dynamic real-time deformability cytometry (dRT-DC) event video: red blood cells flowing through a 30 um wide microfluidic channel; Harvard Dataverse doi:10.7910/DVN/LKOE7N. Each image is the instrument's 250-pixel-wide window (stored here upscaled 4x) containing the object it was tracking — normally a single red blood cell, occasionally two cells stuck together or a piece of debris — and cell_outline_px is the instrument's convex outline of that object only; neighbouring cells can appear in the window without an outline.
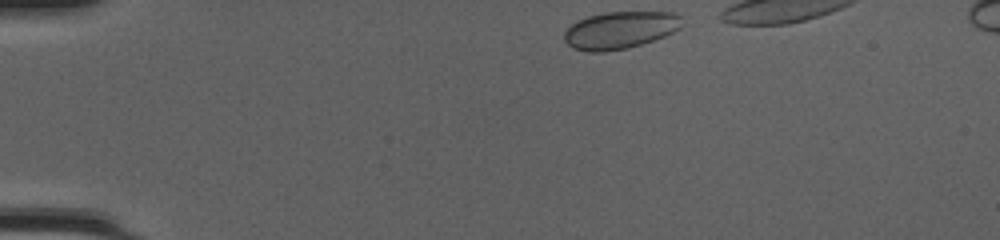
{"species": "common noctule bat (a hibernating species)", "species_latin": "Nyctalus noctula", "temperature_condition": "cold", "stored_images_in_passage": 35, "camera_frame_rate_fps": 3000, "um_per_image_px": 0.085, "animal": {"sex": "female", "body_mass_g": 20.0, "forearm_length_mm": 54.0}, "frame": {"image": 1, "passage_image": 1, "time_ms": 0.0, "image_size_px": [1000, 240], "cell_outline_px": [[680, 28], [664, 36], [628, 48], [604, 52], [588, 52], [572, 48], [564, 40], [564, 32], [572, 24], [588, 16], [604, 12], [672, 12], [680, 16]], "centroid_in_image_um": [52.66, 2.56], "position_along_channel_um": 32.3, "area_um2": 25.37}}
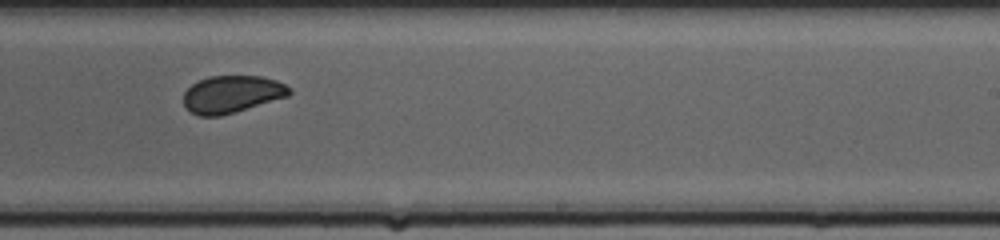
{"frame": {"image": 2, "passage_image": 23, "time_ms": 7.333, "image_size_px": [1000, 240], "cell_outline_px": [[292, 92], [288, 96], [236, 112], [220, 116], [200, 116], [192, 112], [184, 104], [184, 92], [192, 84], [208, 76], [260, 76], [276, 80], [292, 88]], "centroid_in_image_um": [19.73, 8.0], "position_along_channel_um": 269.3, "area_um2": 22.95}}
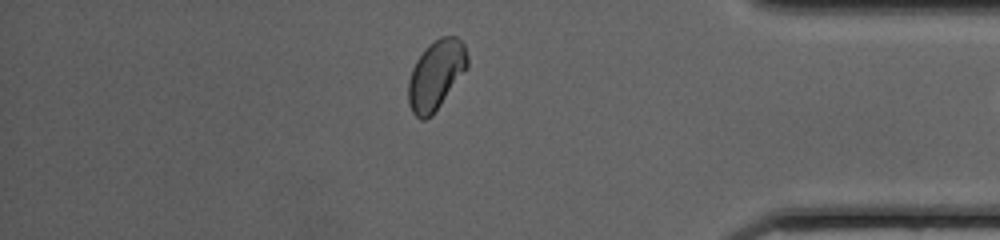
{"frame": {"image": 3, "passage_image": 34, "time_ms": 11.0, "image_size_px": [1000, 240], "cell_outline_px": [[468, 68], [432, 116], [424, 120], [420, 120], [412, 112], [408, 104], [408, 80], [412, 68], [416, 60], [424, 48], [428, 44], [440, 36], [456, 36], [464, 44], [468, 56]], "centroid_in_image_um": [37.05, 6.36], "position_along_channel_um": 398.1, "area_um2": 24.22}}